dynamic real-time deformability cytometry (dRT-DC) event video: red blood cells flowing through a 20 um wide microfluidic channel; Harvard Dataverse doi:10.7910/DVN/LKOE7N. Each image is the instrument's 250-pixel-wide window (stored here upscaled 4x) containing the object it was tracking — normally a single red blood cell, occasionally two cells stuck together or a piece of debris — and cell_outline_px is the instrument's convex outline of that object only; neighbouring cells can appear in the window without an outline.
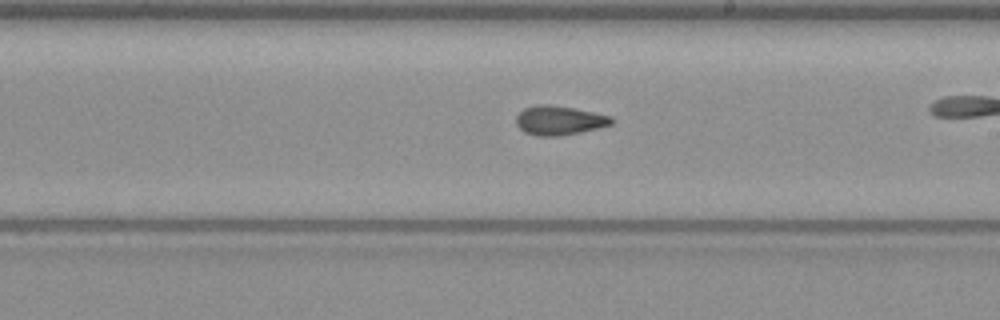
{"species": "common noctule bat (a hibernating species)", "species_latin": "Nyctalus noctula", "temperature_condition": "warm", "stored_images_in_passage": 41, "camera_frame_rate_fps": 3000, "um_per_image_px": 0.085, "animal": {"sex": "female", "body_mass_g": 19.3, "forearm_length_mm": 54.1}, "frame": {"image": 1, "passage_image": 30, "time_ms": 9.667, "image_size_px": [1000, 320], "cell_outline_px": [[612, 124], [580, 132], [560, 136], [536, 136], [524, 132], [516, 124], [516, 116], [524, 108], [536, 104], [548, 104], [572, 108], [612, 116]], "centroid_in_image_um": [47.49, 10.23], "position_along_channel_um": 241.5, "area_um2": 16.13}}